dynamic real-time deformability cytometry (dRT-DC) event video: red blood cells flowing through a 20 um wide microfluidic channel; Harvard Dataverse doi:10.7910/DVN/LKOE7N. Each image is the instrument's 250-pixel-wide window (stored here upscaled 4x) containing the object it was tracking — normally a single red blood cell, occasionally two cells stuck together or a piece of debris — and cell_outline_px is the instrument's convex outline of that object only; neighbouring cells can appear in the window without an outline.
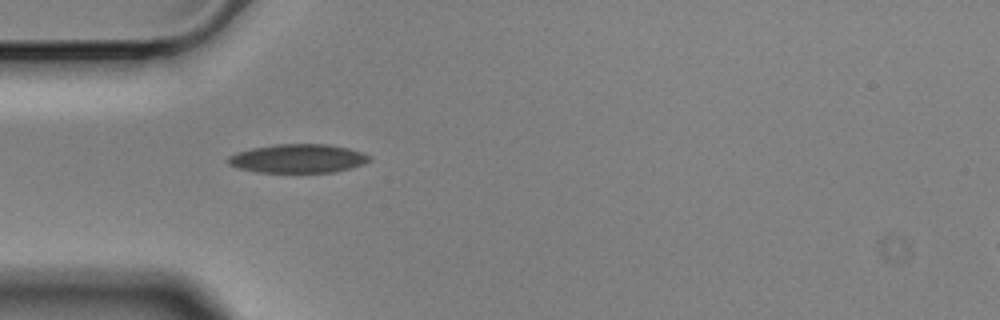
{"species": "Egyptian fruit bat (a non-hibernating species)", "species_latin": "Rousettus aegyptiacus", "temperature_condition": "cold", "stored_images_in_passage": 41, "camera_frame_rate_fps": 3000, "um_per_image_px": 0.085, "animal": {"sex": "male"}, "frame": {"image": 1, "passage_image": 1, "time_ms": 0.0, "image_size_px": [1000, 320], "cell_outline_px": [[372, 160], [364, 164], [336, 172], [256, 172], [240, 168], [228, 164], [224, 160], [228, 156], [236, 152], [252, 148], [272, 144], [328, 144], [348, 148], [372, 156]], "centroid_in_image_um": [25.32, 13.47], "position_along_channel_um": 59.7, "area_um2": 23.87}}
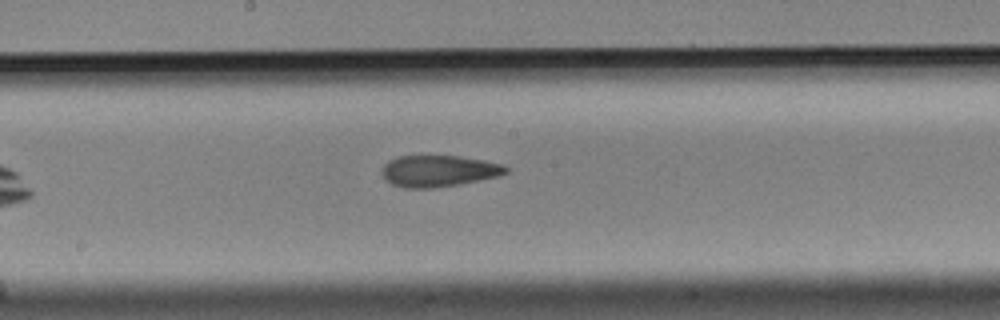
{"frame": {"image": 2, "passage_image": 14, "time_ms": 4.333, "image_size_px": [1000, 320], "cell_outline_px": [[508, 172], [496, 176], [460, 184], [432, 188], [404, 188], [392, 184], [384, 180], [380, 172], [384, 164], [388, 160], [400, 156], [460, 156], [484, 160], [504, 164], [508, 168]], "centroid_in_image_um": [37.24, 14.53], "position_along_channel_um": 211.0, "area_um2": 22.83}}
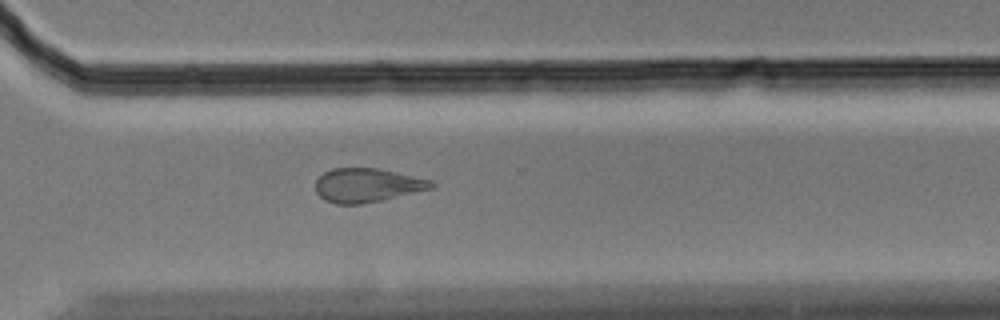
{"frame": {"image": 3, "passage_image": 25, "time_ms": 8.0, "image_size_px": [1000, 320], "cell_outline_px": [[436, 188], [380, 200], [360, 204], [336, 204], [324, 200], [316, 192], [316, 180], [324, 172], [332, 168], [376, 168], [396, 172], [432, 180], [436, 184]], "centroid_in_image_um": [31.23, 15.74], "position_along_channel_um": 339.4, "area_um2": 22.89}, "authors_computed_cell_mechanics": {"area_um2": 23.5824, "velocity_mm_per_s": 3.5171, "shape_relaxation_time_tau1_ms": null, "shape_relaxation_time_tau2_ms": 3.4452, "deformation_change_tau1": null, "deformation_change_tau2": 0.0954}}